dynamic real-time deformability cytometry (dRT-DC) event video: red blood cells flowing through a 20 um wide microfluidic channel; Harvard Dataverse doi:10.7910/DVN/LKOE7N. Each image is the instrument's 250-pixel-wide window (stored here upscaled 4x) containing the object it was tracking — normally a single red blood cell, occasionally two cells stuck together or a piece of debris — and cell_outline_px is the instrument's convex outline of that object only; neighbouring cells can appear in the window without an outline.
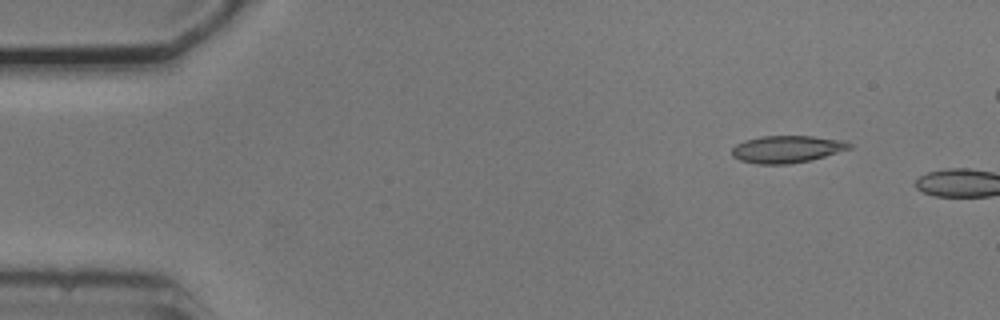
{"species": "common noctule bat (a hibernating species)", "species_latin": "Nyctalus noctula", "temperature_condition": "cold", "stored_images_in_passage": 3, "camera_frame_rate_fps": 3000, "um_per_image_px": 0.085, "animal": {"sex": "male", "body_mass_g": 20.5, "forearm_length_mm": 52.5}, "frame": {"image": 1, "passage_image": 1, "time_ms": 0.0, "image_size_px": [1000, 320], "cell_outline_px": [[852, 148], [812, 160], [788, 164], [756, 164], [740, 160], [732, 156], [732, 148], [736, 144], [744, 140], [760, 136], [812, 136], [848, 140], [852, 144]], "centroid_in_image_um": [66.92, 12.67], "position_along_channel_um": 18.1, "area_um2": 18.9}}